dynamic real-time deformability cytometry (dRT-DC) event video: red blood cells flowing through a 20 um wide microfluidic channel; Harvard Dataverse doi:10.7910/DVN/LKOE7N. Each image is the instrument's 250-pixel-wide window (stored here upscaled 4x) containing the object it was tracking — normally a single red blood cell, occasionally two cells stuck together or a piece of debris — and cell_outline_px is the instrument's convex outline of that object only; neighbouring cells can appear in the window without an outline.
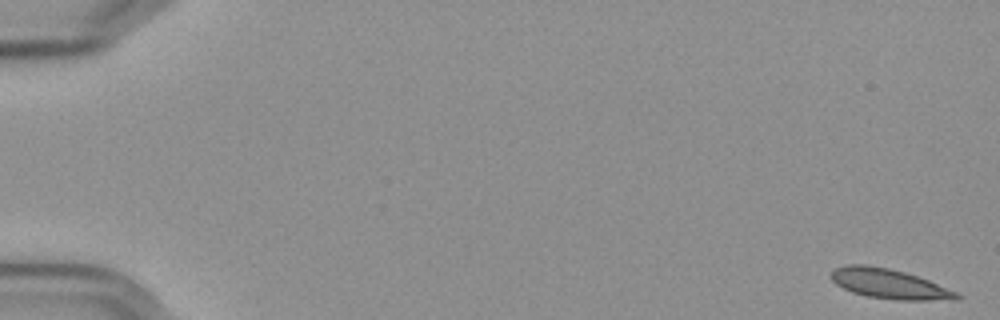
{"species": "Egyptian fruit bat (a non-hibernating species)", "species_latin": "Rousettus aegyptiacus", "temperature_condition": "cold", "stored_images_in_passage": 56, "camera_frame_rate_fps": 3000, "um_per_image_px": 0.085, "frame": {"image": 1, "passage_image": 1, "time_ms": 0.0, "image_size_px": [1000, 320], "cell_outline_px": [[964, 296], [960, 300], [896, 300], [868, 296], [852, 292], [836, 284], [832, 280], [832, 272], [836, 268], [848, 264], [864, 264], [888, 268], [904, 272], [928, 280], [956, 292]], "centroid_in_image_um": [75.62, 24.14], "position_along_channel_um": 9.4, "area_um2": 21.62}}
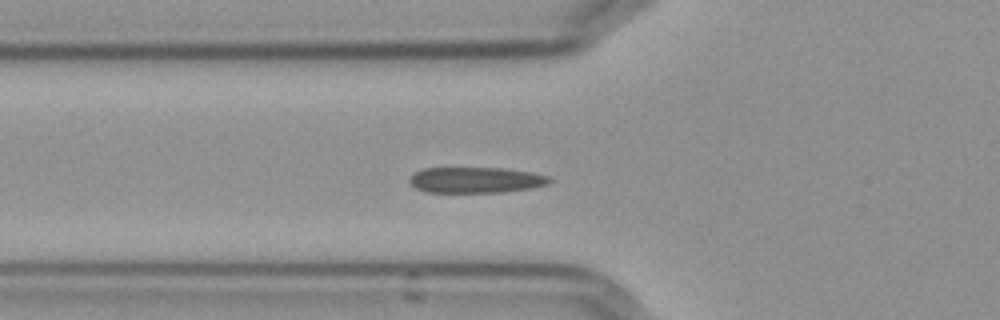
{"frame": {"image": 2, "passage_image": 21, "time_ms": 6.667, "image_size_px": [1000, 320], "cell_outline_px": [[552, 180], [548, 184], [532, 188], [504, 192], [424, 192], [416, 188], [408, 180], [416, 172], [424, 168], [504, 168], [532, 172], [548, 176]], "centroid_in_image_um": [40.47, 15.3], "position_along_channel_um": 85.3, "area_um2": 21.04}}
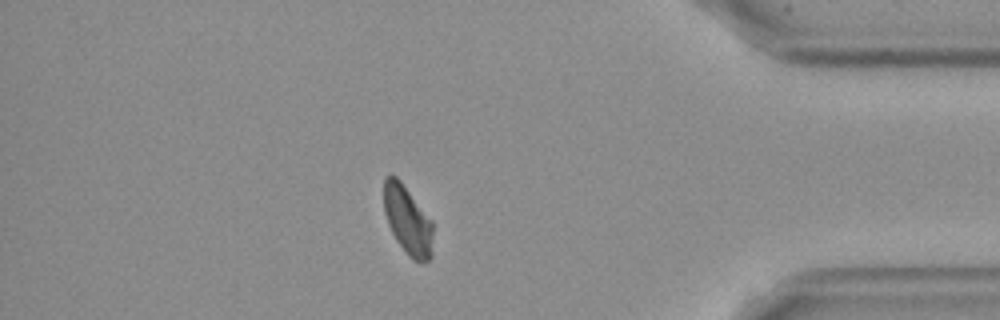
{"frame": {"image": 3, "passage_image": 50, "time_ms": 16.333, "image_size_px": [1000, 320], "cell_outline_px": [[432, 256], [428, 260], [412, 260], [408, 256], [396, 240], [388, 224], [384, 212], [384, 176], [396, 176], [400, 180], [432, 220]], "centroid_in_image_um": [34.64, 18.71], "position_along_channel_um": 400.6, "area_um2": 19.54}, "authors_computed_cell_mechanics": {"area_um2": 20.8658, "velocity_mm_per_s": 3.574, "shape_relaxation_time_tau1_ms": null, "shape_relaxation_time_tau2_ms": 3.1662, "deformation_change_tau1": null, "deformation_change_tau2": 0.0813}}